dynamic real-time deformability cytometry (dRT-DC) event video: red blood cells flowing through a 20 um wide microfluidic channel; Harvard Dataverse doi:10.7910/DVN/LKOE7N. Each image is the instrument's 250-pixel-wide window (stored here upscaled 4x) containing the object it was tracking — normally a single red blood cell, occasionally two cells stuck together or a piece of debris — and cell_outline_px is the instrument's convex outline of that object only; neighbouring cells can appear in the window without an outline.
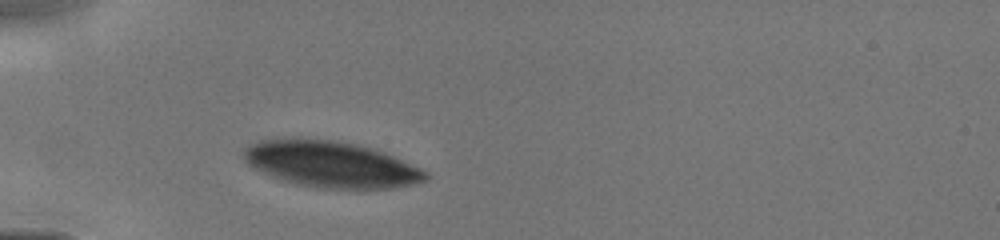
{"species": "human", "species_latin": "Homo sapiens", "temperature_condition": "cold", "stored_images_in_passage": 1, "camera_frame_rate_fps": 3000, "um_per_image_px": 0.085, "donor": {"sex": "male"}, "frame": {"image": 1, "passage_image": 1, "time_ms": 0.0, "image_size_px": [1000, 240], "cell_outline_px": [[428, 180], [412, 184], [392, 188], [316, 188], [296, 184], [280, 180], [248, 164], [244, 160], [244, 148], [260, 140], [292, 136], [296, 136], [332, 140], [356, 144], [392, 156], [420, 168], [428, 172]], "centroid_in_image_um": [28.08, 13.94], "position_along_channel_um": 56.9, "area_um2": 48.9}}